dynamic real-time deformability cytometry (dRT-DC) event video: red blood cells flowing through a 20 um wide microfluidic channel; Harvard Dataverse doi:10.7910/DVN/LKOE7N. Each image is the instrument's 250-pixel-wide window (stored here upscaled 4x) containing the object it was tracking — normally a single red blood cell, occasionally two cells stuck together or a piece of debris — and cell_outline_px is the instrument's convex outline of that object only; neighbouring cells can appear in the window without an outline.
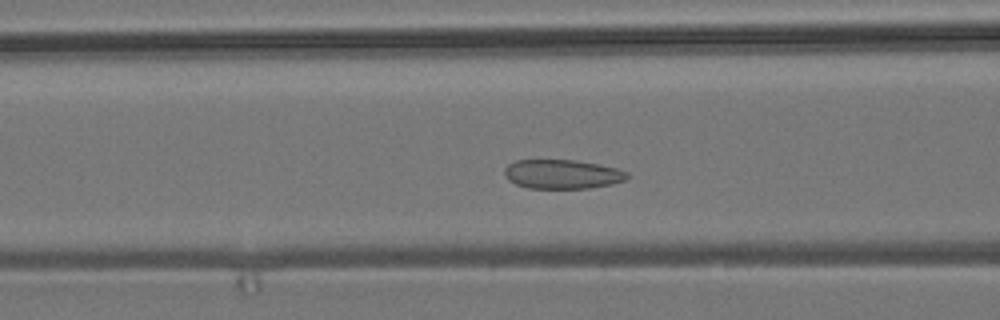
{"species": "common noctule bat (a hibernating species)", "species_latin": "Nyctalus noctula", "temperature_condition": "room temperature", "stored_images_in_passage": 51, "camera_frame_rate_fps": 3000, "um_per_image_px": 0.085, "animal": {"sex": "male", "body_mass_g": 19.2, "forearm_length_mm": 51.8}, "frame": {"image": 1, "passage_image": 17, "time_ms": 5.333, "image_size_px": [1000, 320], "cell_outline_px": [[628, 176], [624, 180], [612, 184], [588, 188], [528, 188], [516, 184], [508, 180], [504, 172], [504, 168], [508, 164], [516, 160], [576, 160], [616, 168], [628, 172]], "centroid_in_image_um": [47.76, 14.8], "position_along_channel_um": 118.8, "area_um2": 20.75}}
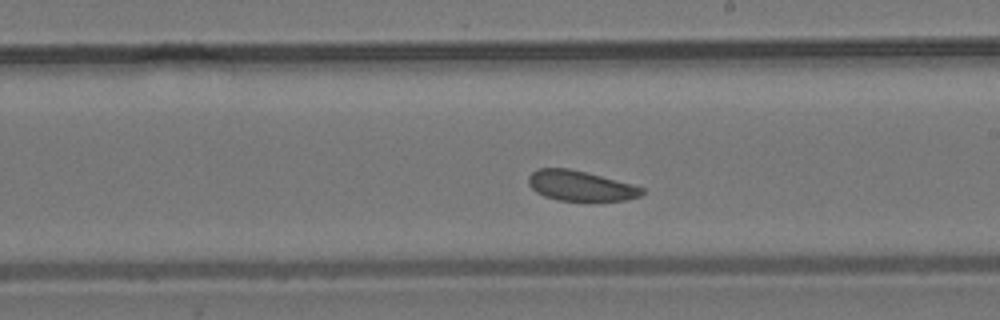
{"frame": {"image": 2, "passage_image": 27, "time_ms": 8.667, "image_size_px": [1000, 320], "cell_outline_px": [[644, 192], [640, 196], [624, 200], [556, 200], [544, 196], [536, 192], [528, 184], [528, 176], [536, 168], [568, 168], [632, 184], [644, 188]], "centroid_in_image_um": [49.29, 15.79], "position_along_channel_um": 239.7, "area_um2": 19.71}}
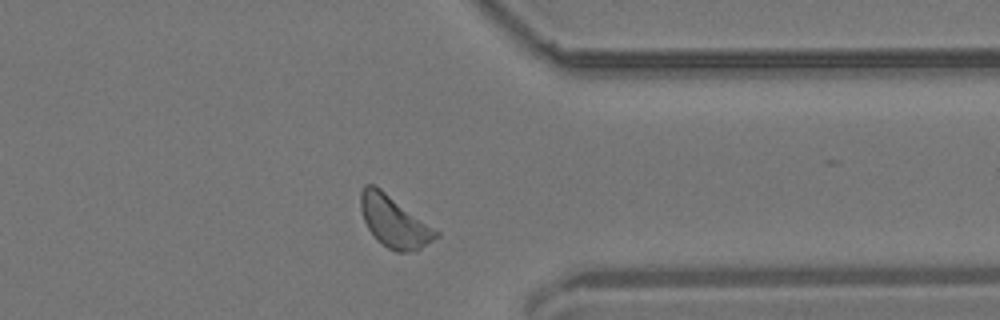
{"frame": {"image": 3, "passage_image": 39, "time_ms": 12.667, "image_size_px": [1000, 320], "cell_outline_px": [[440, 236], [416, 252], [396, 252], [388, 248], [376, 240], [368, 228], [364, 220], [360, 208], [360, 192], [364, 184], [372, 184], [380, 188], [440, 232]], "centroid_in_image_um": [33.5, 18.86], "position_along_channel_um": 377.9, "area_um2": 22.66}, "authors_computed_cell_mechanics": {"area_um2": 21.2126, "velocity_mm_per_s": 3.6306, "shape_relaxation_time_tau1_ms": null, "shape_relaxation_time_tau2_ms": 7.1445, "deformation_change_tau1": null, "deformation_change_tau2": 0.1234}}